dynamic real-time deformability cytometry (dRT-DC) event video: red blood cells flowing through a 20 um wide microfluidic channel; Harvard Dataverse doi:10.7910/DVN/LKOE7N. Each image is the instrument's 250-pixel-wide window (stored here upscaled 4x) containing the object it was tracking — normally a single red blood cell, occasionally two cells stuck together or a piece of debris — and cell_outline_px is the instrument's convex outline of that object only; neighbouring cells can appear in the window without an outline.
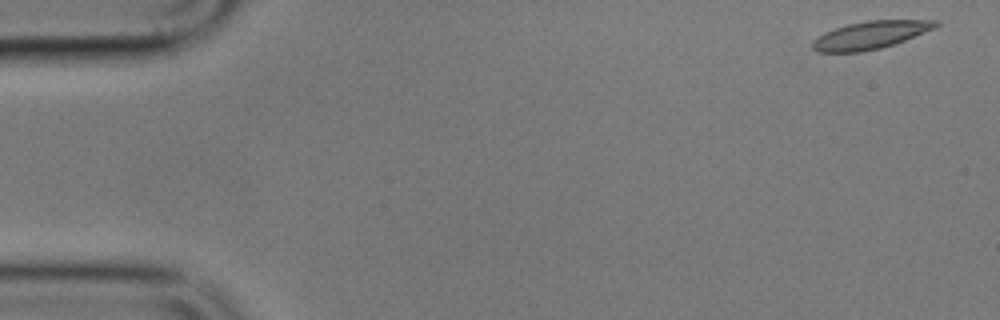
{"species": "common noctule bat (a hibernating species)", "species_latin": "Nyctalus noctula", "temperature_condition": "cold", "stored_images_in_passage": 45, "camera_frame_rate_fps": 3000, "um_per_image_px": 0.085, "animal": {"sex": "male", "body_mass_g": 17.9}, "frame": {"image": 1, "passage_image": 1, "time_ms": 0.0, "image_size_px": [1000, 320], "cell_outline_px": [[940, 24], [936, 28], [904, 40], [880, 48], [860, 52], [816, 52], [812, 48], [812, 40], [816, 36], [824, 32], [848, 24], [868, 20], [940, 20]], "centroid_in_image_um": [73.97, 2.97], "position_along_channel_um": 11.0, "area_um2": 19.94}}
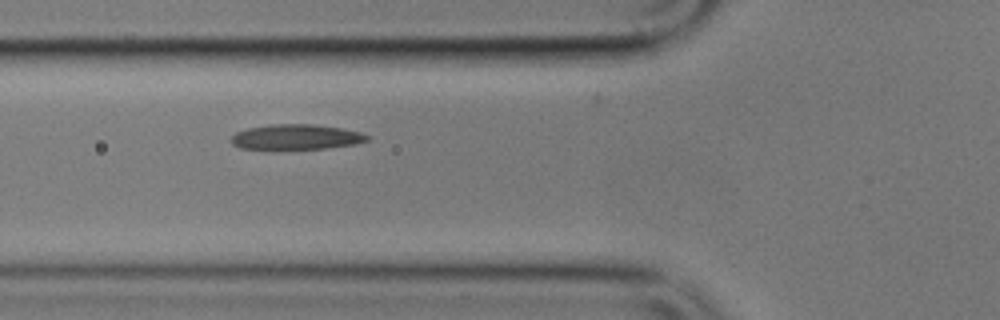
{"frame": {"image": 2, "passage_image": 19, "time_ms": 6.0, "image_size_px": [1000, 320], "cell_outline_px": [[368, 140], [356, 144], [328, 148], [272, 152], [268, 152], [240, 148], [232, 144], [232, 136], [236, 132], [248, 128], [272, 124], [312, 124], [340, 128], [360, 132], [368, 136]], "centroid_in_image_um": [25.09, 11.7], "position_along_channel_um": 100.7, "area_um2": 20.87}}
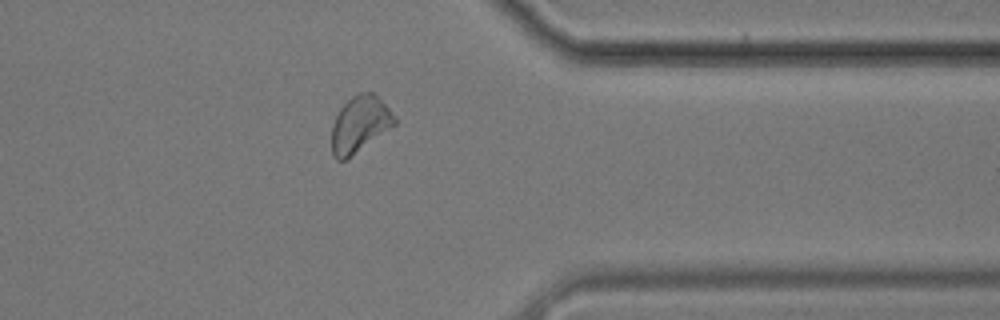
{"frame": {"image": 3, "passage_image": 44, "time_ms": 14.333, "image_size_px": [1000, 320], "cell_outline_px": [[396, 124], [344, 160], [336, 160], [332, 156], [332, 124], [340, 108], [356, 92], [372, 92], [396, 116]], "centroid_in_image_um": [30.56, 10.54], "position_along_channel_um": 380.8, "area_um2": 20.23}}